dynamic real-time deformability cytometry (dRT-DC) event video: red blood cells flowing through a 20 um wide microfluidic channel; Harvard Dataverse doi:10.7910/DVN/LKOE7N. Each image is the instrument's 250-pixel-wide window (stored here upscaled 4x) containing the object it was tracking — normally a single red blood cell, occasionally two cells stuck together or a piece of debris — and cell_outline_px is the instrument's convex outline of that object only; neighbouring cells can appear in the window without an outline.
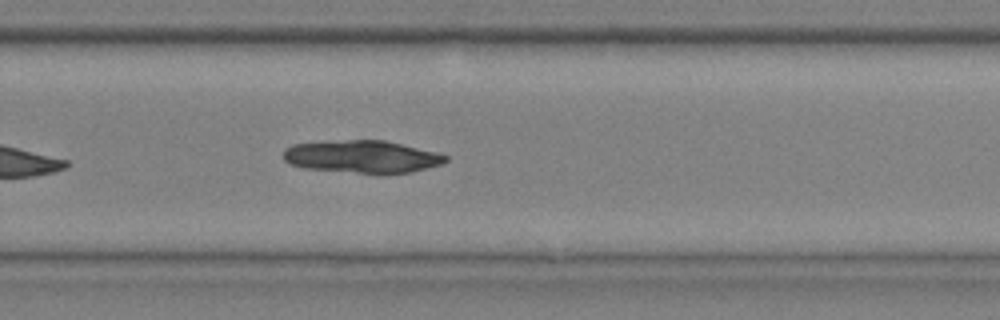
{"species": "common noctule bat (a hibernating species)", "species_latin": "Nyctalus noctula", "temperature_condition": "cold", "stored_images_in_passage": 9, "camera_frame_rate_fps": 3000, "um_per_image_px": 0.085, "animal": {"sex": "male", "body_mass_g": 20.4}, "frame": {"image": 1, "passage_image": 9, "time_ms": 2.667, "image_size_px": [1000, 320], "cell_outline_px": [[448, 160], [440, 164], [412, 172], [356, 172], [304, 168], [288, 164], [284, 160], [284, 148], [292, 144], [348, 140], [384, 140], [436, 152], [448, 156]], "centroid_in_image_um": [30.74, 13.3], "position_along_channel_um": 299.1, "area_um2": 30.17}}